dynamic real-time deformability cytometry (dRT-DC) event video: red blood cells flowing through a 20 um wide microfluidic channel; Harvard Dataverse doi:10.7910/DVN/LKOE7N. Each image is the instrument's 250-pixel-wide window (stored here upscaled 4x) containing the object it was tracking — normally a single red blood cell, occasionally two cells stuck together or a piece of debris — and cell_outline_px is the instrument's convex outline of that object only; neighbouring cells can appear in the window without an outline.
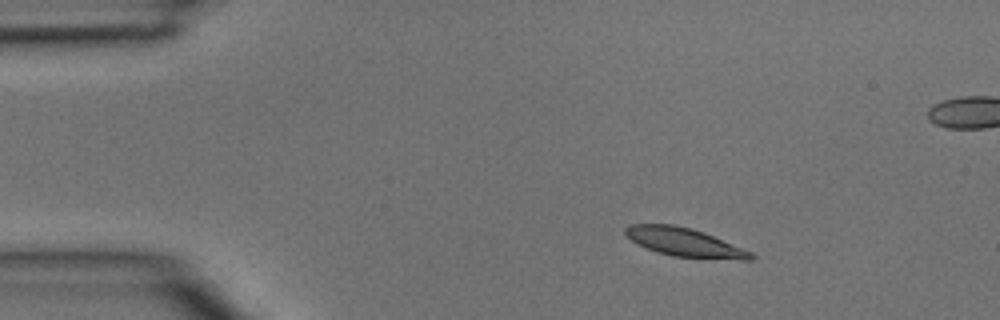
{"species": "common noctule bat (a hibernating species)", "species_latin": "Nyctalus noctula", "temperature_condition": "room temperature", "stored_images_in_passage": 2, "camera_frame_rate_fps": 3000, "um_per_image_px": 0.085, "animal": {"sex": "male", "body_mass_g": 15.6}, "frame": {"image": 1, "passage_image": 1, "time_ms": 0.0, "image_size_px": [1000, 320], "cell_outline_px": [[756, 256], [752, 260], [744, 260], [672, 256], [648, 248], [632, 240], [624, 232], [624, 228], [628, 224], [672, 224], [692, 228], [704, 232], [752, 252]], "centroid_in_image_um": [58.22, 20.58], "position_along_channel_um": 26.8, "area_um2": 20.63}}